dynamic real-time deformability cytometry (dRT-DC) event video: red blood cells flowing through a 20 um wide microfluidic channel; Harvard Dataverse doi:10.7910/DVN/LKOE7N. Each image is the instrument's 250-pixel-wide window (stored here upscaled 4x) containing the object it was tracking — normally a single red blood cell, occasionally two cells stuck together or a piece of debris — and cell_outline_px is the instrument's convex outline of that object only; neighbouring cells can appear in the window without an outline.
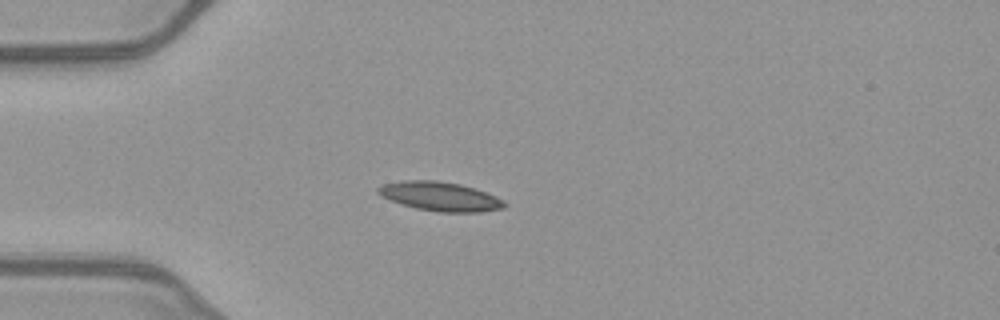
{"species": "common noctule bat (a hibernating species)", "species_latin": "Nyctalus noctula", "temperature_condition": "warm", "stored_images_in_passage": 38, "camera_frame_rate_fps": 3000, "um_per_image_px": 0.085, "animal": {"sex": "female", "body_mass_g": 21.9}, "frame": {"image": 1, "passage_image": 1, "time_ms": 0.0, "image_size_px": [1000, 320], "cell_outline_px": [[508, 204], [504, 208], [480, 212], [440, 212], [416, 208], [392, 200], [376, 192], [376, 188], [384, 184], [404, 180], [436, 180], [460, 184], [496, 196], [504, 200]], "centroid_in_image_um": [37.45, 16.69], "position_along_channel_um": 47.6, "area_um2": 21.15}}
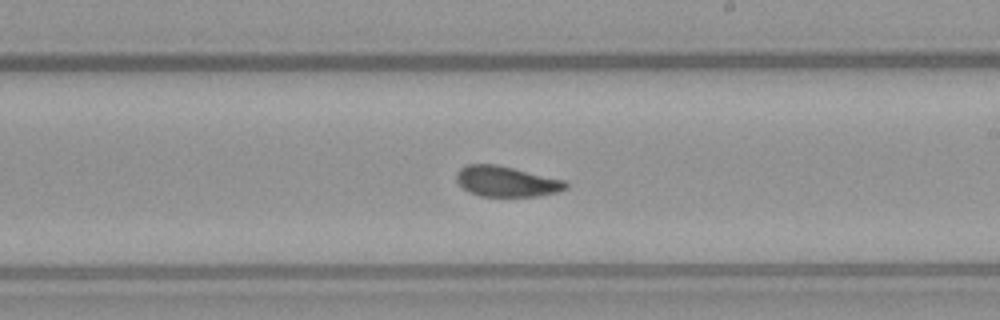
{"frame": {"image": 2, "passage_image": 17, "time_ms": 5.333, "image_size_px": [1000, 320], "cell_outline_px": [[568, 188], [556, 192], [540, 196], [480, 196], [468, 192], [456, 180], [456, 172], [464, 164], [496, 164], [564, 180], [568, 184]], "centroid_in_image_um": [43.02, 15.42], "position_along_channel_um": 246.0, "area_um2": 19.42}}
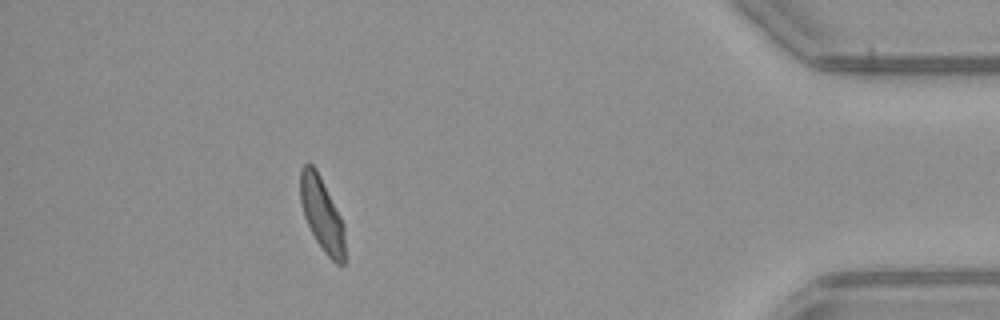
{"frame": {"image": 3, "passage_image": 33, "time_ms": 10.667, "image_size_px": [1000, 320], "cell_outline_px": [[344, 264], [336, 264], [324, 252], [316, 240], [304, 216], [300, 200], [300, 168], [304, 164], [312, 164], [316, 168], [344, 224]], "centroid_in_image_um": [27.35, 18.19], "position_along_channel_um": 407.9, "area_um2": 18.9}, "authors_computed_cell_mechanics": {"area_um2": 19.8543, "velocity_mm_per_s": 4.0247, "shape_relaxation_time_tau1_ms": 4.5265, "shape_relaxation_time_tau2_ms": 2.6543, "deformation_change_tau1": 0.1601, "deformation_change_tau2": 0.0925}}